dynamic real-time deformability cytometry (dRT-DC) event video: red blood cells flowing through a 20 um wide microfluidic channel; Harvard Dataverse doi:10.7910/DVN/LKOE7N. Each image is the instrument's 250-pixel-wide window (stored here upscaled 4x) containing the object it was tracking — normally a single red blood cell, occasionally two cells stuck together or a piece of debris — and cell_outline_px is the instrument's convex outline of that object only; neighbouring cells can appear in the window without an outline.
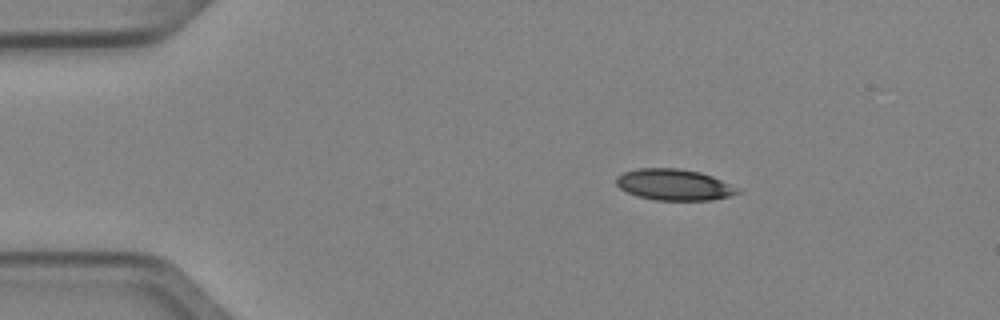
{"species": "Egyptian fruit bat (a non-hibernating species)", "species_latin": "Rousettus aegyptiacus", "temperature_condition": "cold", "stored_images_in_passage": 4, "camera_frame_rate_fps": 3000, "um_per_image_px": 0.085, "animal": {"sex": "female"}, "frame": {"image": 1, "passage_image": 1, "time_ms": 0.0, "image_size_px": [1000, 320], "cell_outline_px": [[740, 192], [732, 196], [712, 200], [656, 200], [636, 196], [620, 188], [616, 184], [616, 176], [624, 172], [640, 168], [680, 168], [700, 172], [712, 176], [740, 188]], "centroid_in_image_um": [57.32, 15.7], "position_along_channel_um": 27.7, "area_um2": 22.2}}
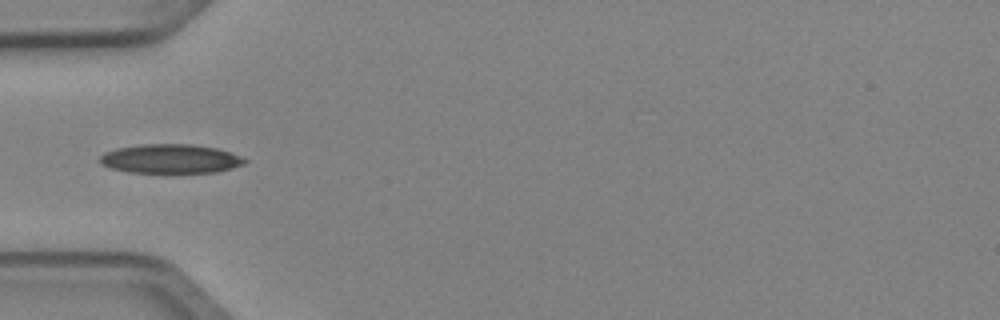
{"frame": {"image": 2, "passage_image": 3, "time_ms": 0.667, "image_size_px": [1000, 320], "cell_outline_px": [[248, 160], [244, 164], [232, 168], [216, 172], [128, 172], [112, 168], [100, 164], [100, 156], [104, 152], [116, 148], [140, 144], [192, 144], [216, 148], [240, 156]], "centroid_in_image_um": [14.47, 13.49], "position_along_channel_um": 70.5, "area_um2": 24.45}}
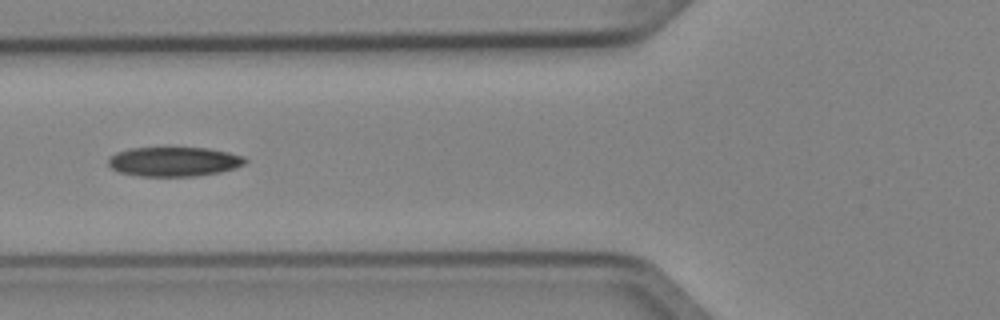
{"frame": {"image": 3, "passage_image": 4, "time_ms": 1.0, "image_size_px": [1000, 320], "cell_outline_px": [[248, 160], [244, 164], [236, 168], [220, 172], [196, 176], [140, 176], [116, 172], [108, 164], [108, 160], [116, 152], [128, 148], [208, 148], [228, 152], [244, 156]], "centroid_in_image_um": [14.79, 13.74], "position_along_channel_um": 111.0, "area_um2": 23.58}}